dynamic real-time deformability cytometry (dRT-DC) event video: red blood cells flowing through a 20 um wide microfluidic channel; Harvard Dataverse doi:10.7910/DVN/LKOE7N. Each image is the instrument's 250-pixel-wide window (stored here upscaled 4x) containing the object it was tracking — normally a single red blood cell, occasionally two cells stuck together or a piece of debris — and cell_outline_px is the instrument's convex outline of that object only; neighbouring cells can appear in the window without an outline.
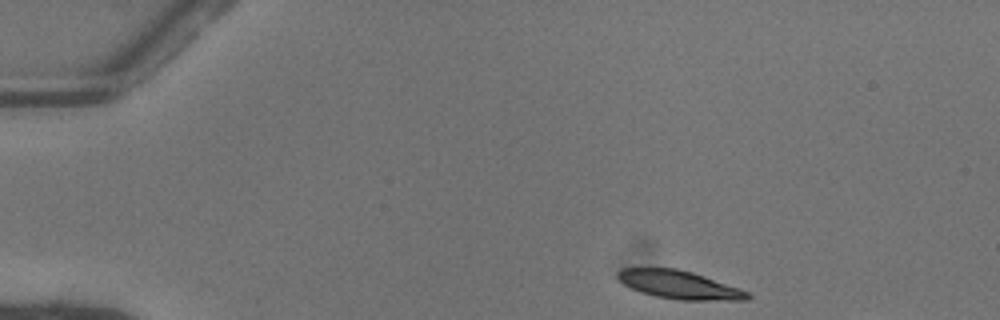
{"species": "common noctule bat (a hibernating species)", "species_latin": "Nyctalus noctula", "temperature_condition": "warm", "stored_images_in_passage": 40, "camera_frame_rate_fps": 3000, "um_per_image_px": 0.085, "animal": {"sex": "female"}, "frame": {"image": 1, "passage_image": 1, "time_ms": 0.0, "image_size_px": [1000, 320], "cell_outline_px": [[752, 296], [748, 300], [680, 300], [656, 296], [640, 292], [624, 284], [616, 276], [616, 272], [620, 268], [676, 268], [692, 272], [740, 288], [748, 292]], "centroid_in_image_um": [57.73, 24.2], "position_along_channel_um": 27.3, "area_um2": 21.33}}
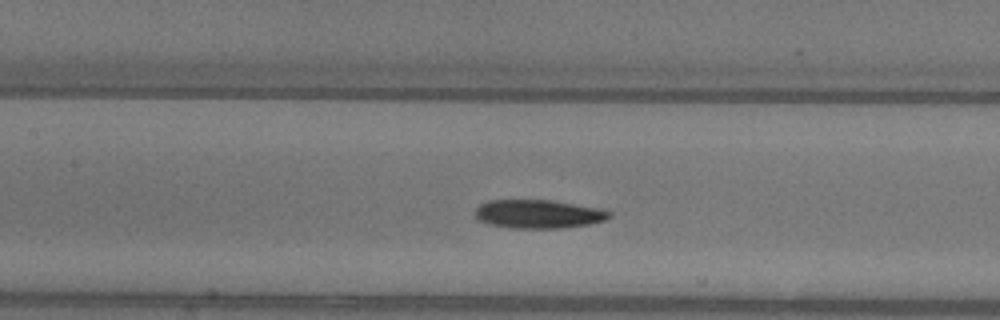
{"frame": {"image": 2, "passage_image": 17, "time_ms": 5.333, "image_size_px": [1000, 320], "cell_outline_px": [[612, 216], [604, 220], [588, 224], [560, 228], [508, 228], [488, 224], [476, 220], [476, 208], [480, 204], [488, 200], [552, 200], [604, 208], [612, 212]], "centroid_in_image_um": [45.78, 18.18], "position_along_channel_um": 161.6, "area_um2": 22.66}}
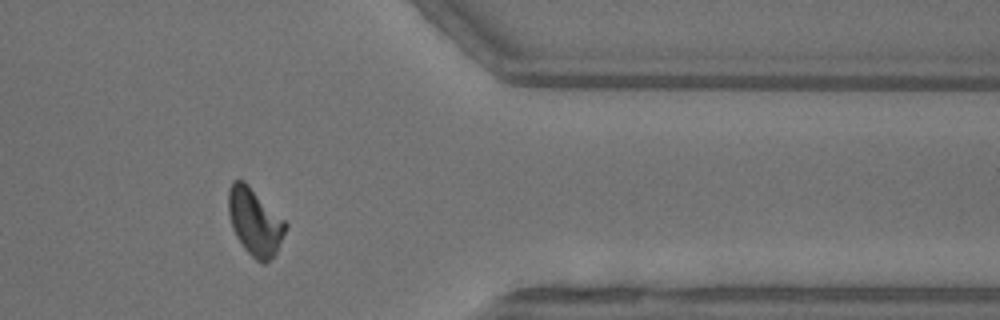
{"frame": {"image": 3, "passage_image": 35, "time_ms": 11.333, "image_size_px": [1000, 320], "cell_outline_px": [[288, 228], [276, 252], [264, 264], [256, 260], [244, 248], [236, 236], [232, 228], [228, 212], [228, 192], [232, 180], [244, 180], [288, 224]], "centroid_in_image_um": [21.65, 18.84], "position_along_channel_um": 389.7, "area_um2": 22.2}}